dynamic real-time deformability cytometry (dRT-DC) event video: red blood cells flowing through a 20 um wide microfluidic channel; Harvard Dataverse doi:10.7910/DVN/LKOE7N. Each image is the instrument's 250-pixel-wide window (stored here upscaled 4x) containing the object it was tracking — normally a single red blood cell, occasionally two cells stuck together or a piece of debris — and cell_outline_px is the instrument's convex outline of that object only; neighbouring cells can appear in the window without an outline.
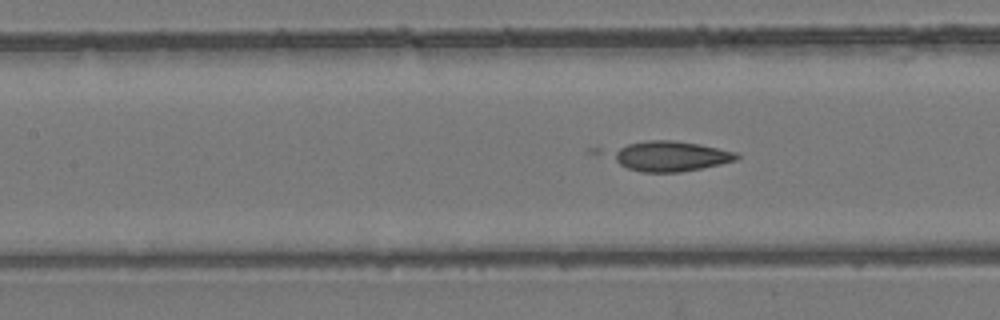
{"species": "common noctule bat (a hibernating species)", "species_latin": "Nyctalus noctula", "temperature_condition": "room temperature", "stored_images_in_passage": 54, "camera_frame_rate_fps": 3000, "um_per_image_px": 0.085, "animal": {"sex": "female", "body_mass_g": 24.6, "forearm_length_mm": 56.2}, "frame": {"image": 1, "passage_image": 23, "time_ms": 7.333, "image_size_px": [1000, 320], "cell_outline_px": [[740, 156], [736, 160], [720, 164], [680, 172], [640, 172], [628, 168], [620, 164], [608, 152], [628, 144], [648, 140], [672, 140], [700, 144], [736, 152]], "centroid_in_image_um": [56.98, 13.27], "position_along_channel_um": 150.4, "area_um2": 21.73}}
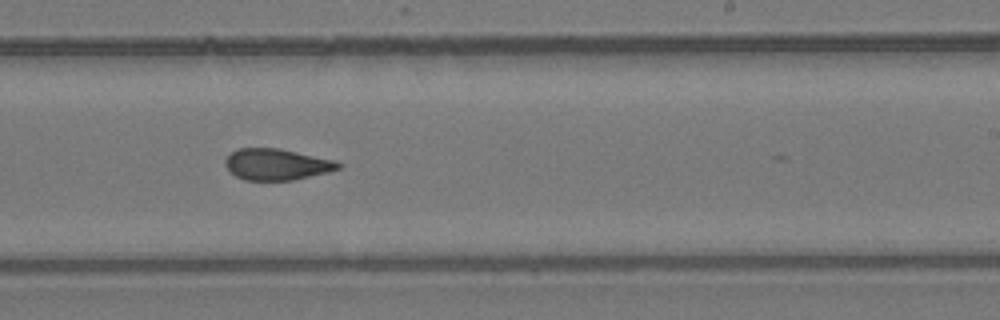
{"frame": {"image": 2, "passage_image": 32, "time_ms": 10.333, "image_size_px": [1000, 320], "cell_outline_px": [[344, 164], [340, 168], [328, 172], [292, 180], [244, 180], [236, 176], [224, 164], [224, 160], [236, 148], [280, 148], [336, 160]], "centroid_in_image_um": [23.55, 13.96], "position_along_channel_um": 265.5, "area_um2": 20.69}}
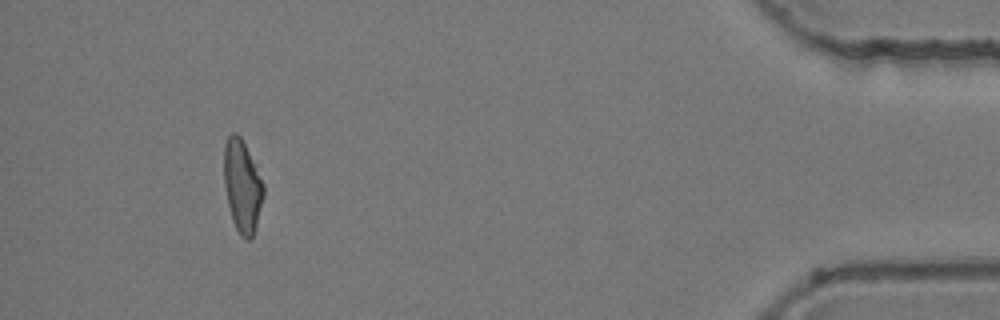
{"frame": {"image": 3, "passage_image": 49, "time_ms": 16.0, "image_size_px": [1000, 320], "cell_outline_px": [[264, 196], [256, 228], [252, 236], [248, 240], [244, 240], [240, 236], [232, 220], [228, 204], [224, 184], [224, 144], [228, 136], [232, 132], [236, 132], [240, 136], [264, 184]], "centroid_in_image_um": [20.59, 15.85], "position_along_channel_um": 414.6, "area_um2": 21.21}}